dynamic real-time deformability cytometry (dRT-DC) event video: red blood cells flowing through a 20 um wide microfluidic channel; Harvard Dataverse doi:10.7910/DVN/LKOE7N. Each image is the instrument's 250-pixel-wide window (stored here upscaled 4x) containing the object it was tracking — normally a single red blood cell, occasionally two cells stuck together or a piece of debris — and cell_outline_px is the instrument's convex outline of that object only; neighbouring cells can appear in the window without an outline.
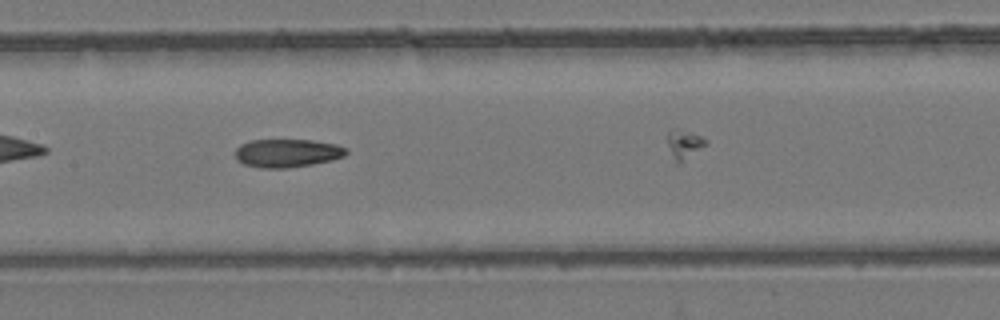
{"species": "common noctule bat (a hibernating species)", "species_latin": "Nyctalus noctula", "temperature_condition": "room temperature", "stored_images_in_passage": 21, "camera_frame_rate_fps": 3000, "um_per_image_px": 0.085, "animal": {"sex": "female", "body_mass_g": 24.6, "forearm_length_mm": 56.2}, "frame": {"image": 1, "passage_image": 7, "time_ms": 2.0, "image_size_px": [1000, 320], "cell_outline_px": [[348, 152], [344, 156], [332, 160], [312, 164], [288, 168], [260, 168], [244, 164], [236, 160], [236, 148], [240, 144], [252, 140], [312, 140], [336, 144], [344, 148]], "centroid_in_image_um": [24.39, 13.01], "position_along_channel_um": 183.0, "area_um2": 18.26}}